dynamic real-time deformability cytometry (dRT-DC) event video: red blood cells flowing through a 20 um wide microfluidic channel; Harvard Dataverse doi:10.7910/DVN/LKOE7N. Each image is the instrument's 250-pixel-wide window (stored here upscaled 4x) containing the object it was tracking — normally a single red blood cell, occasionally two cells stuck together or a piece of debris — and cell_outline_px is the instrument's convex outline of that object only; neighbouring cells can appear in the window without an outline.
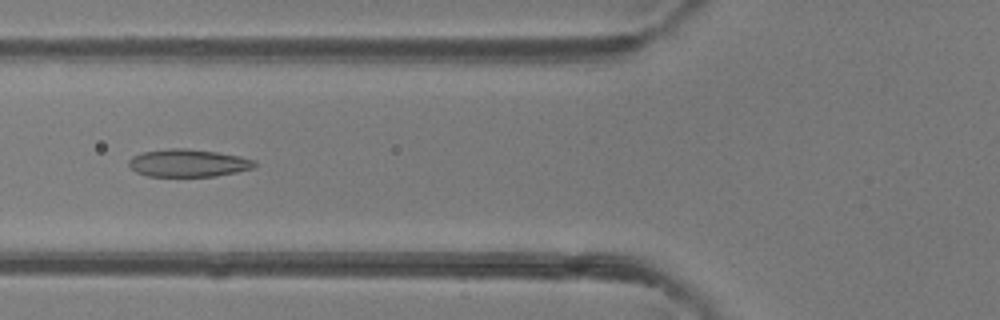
{"species": "common noctule bat (a hibernating species)", "species_latin": "Nyctalus noctula", "temperature_condition": "room temperature", "stored_images_in_passage": 48, "camera_frame_rate_fps": 3000, "um_per_image_px": 0.085, "animal": {"sex": "female"}, "frame": {"image": 1, "passage_image": 18, "time_ms": 5.667, "image_size_px": [1000, 320], "cell_outline_px": [[256, 168], [216, 176], [148, 176], [136, 172], [128, 164], [128, 160], [132, 156], [144, 152], [168, 148], [188, 148], [216, 152], [240, 156], [256, 160]], "centroid_in_image_um": [16.02, 13.85], "position_along_channel_um": 109.8, "area_um2": 20.35}}
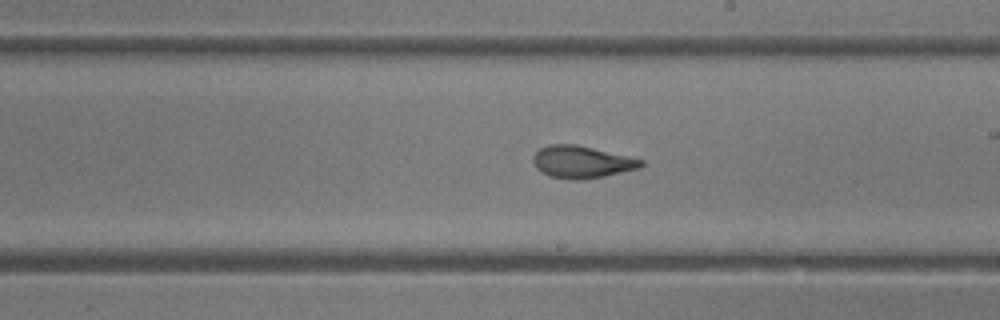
{"frame": {"image": 2, "passage_image": 27, "time_ms": 8.667, "image_size_px": [1000, 320], "cell_outline_px": [[644, 164], [640, 168], [604, 176], [584, 180], [572, 180], [552, 176], [540, 172], [536, 168], [532, 160], [532, 156], [540, 148], [548, 144], [576, 144], [644, 160]], "centroid_in_image_um": [49.42, 13.77], "position_along_channel_um": 239.6, "area_um2": 20.29}}
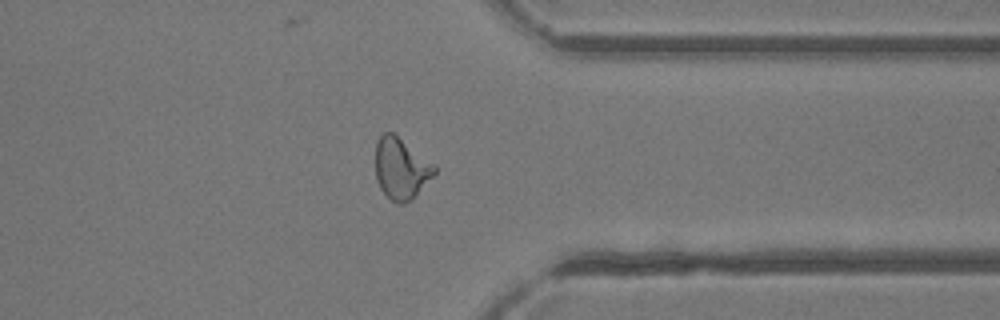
{"frame": {"image": 3, "passage_image": 37, "time_ms": 12.0, "image_size_px": [1000, 320], "cell_outline_px": [[436, 172], [416, 196], [412, 200], [404, 204], [396, 204], [380, 188], [376, 180], [376, 140], [384, 132], [392, 132], [436, 164]], "centroid_in_image_um": [34.1, 14.33], "position_along_channel_um": 377.3, "area_um2": 21.21}}